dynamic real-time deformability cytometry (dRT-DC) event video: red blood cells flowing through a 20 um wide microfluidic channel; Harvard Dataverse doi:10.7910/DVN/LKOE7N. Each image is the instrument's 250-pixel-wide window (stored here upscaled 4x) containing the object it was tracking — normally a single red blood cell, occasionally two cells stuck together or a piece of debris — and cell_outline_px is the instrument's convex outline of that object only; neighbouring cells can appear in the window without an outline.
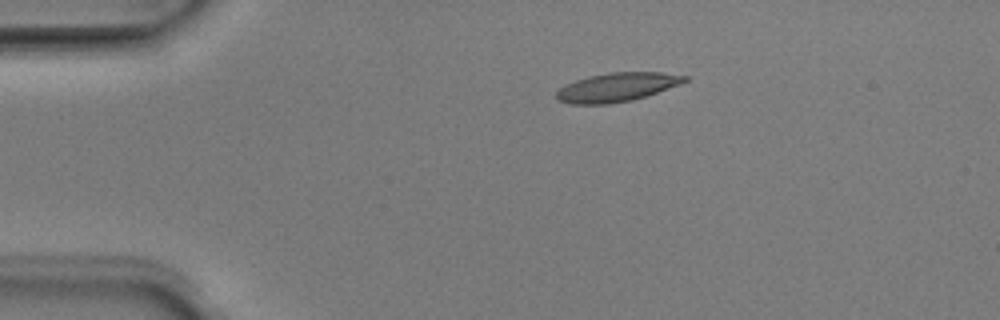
{"species": "Egyptian fruit bat (a non-hibernating species)", "species_latin": "Rousettus aegyptiacus", "temperature_condition": "room temperature", "stored_images_in_passage": 42, "camera_frame_rate_fps": 3000, "um_per_image_px": 0.085, "animal": {"sex": "male"}, "frame": {"image": 1, "passage_image": 1, "time_ms": 0.0, "image_size_px": [1000, 320], "cell_outline_px": [[688, 80], [680, 84], [632, 100], [608, 104], [568, 104], [556, 100], [556, 92], [560, 88], [576, 80], [588, 76], [608, 72], [660, 72], [688, 76]], "centroid_in_image_um": [52.41, 7.41], "position_along_channel_um": 32.6, "area_um2": 21.44}}
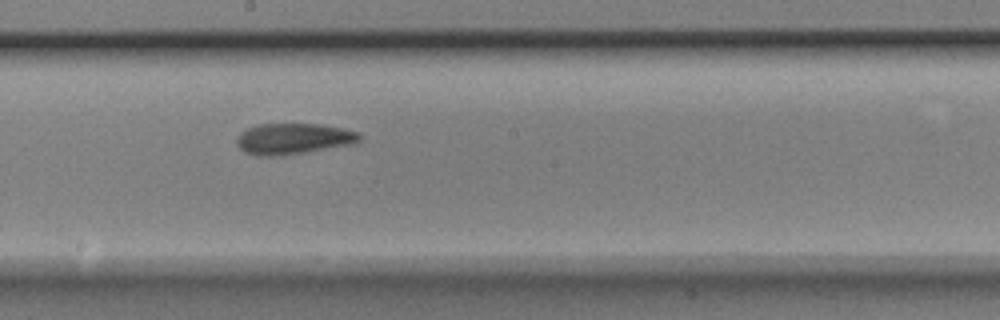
{"frame": {"image": 2, "passage_image": 19, "time_ms": 6.0, "image_size_px": [1000, 320], "cell_outline_px": [[360, 140], [356, 144], [304, 152], [276, 156], [256, 156], [244, 152], [236, 144], [236, 136], [240, 132], [248, 128], [260, 124], [320, 124], [360, 132]], "centroid_in_image_um": [24.92, 11.8], "position_along_channel_um": 223.3, "area_um2": 22.25}}
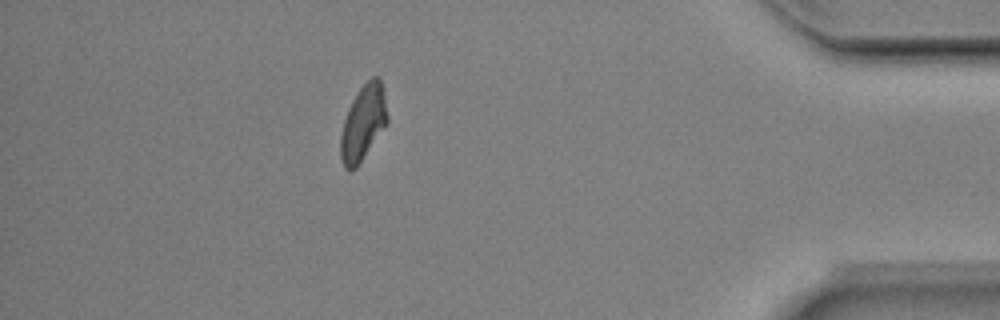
{"frame": {"image": 3, "passage_image": 36, "time_ms": 11.667, "image_size_px": [1000, 320], "cell_outline_px": [[388, 120], [356, 168], [348, 172], [344, 168], [340, 156], [340, 136], [344, 120], [348, 108], [352, 100], [360, 88], [372, 76], [376, 76], [380, 80], [384, 96], [388, 116]], "centroid_in_image_um": [30.83, 10.46], "position_along_channel_um": 404.4, "area_um2": 20.11}, "authors_computed_cell_mechanics": {"area_um2": 20.9814, "velocity_mm_per_s": 3.9857, "shape_relaxation_time_tau1_ms": 6.8546, "shape_relaxation_time_tau2_ms": 2.3227, "deformation_change_tau1": 0.217, "deformation_change_tau2": 0.0982}}